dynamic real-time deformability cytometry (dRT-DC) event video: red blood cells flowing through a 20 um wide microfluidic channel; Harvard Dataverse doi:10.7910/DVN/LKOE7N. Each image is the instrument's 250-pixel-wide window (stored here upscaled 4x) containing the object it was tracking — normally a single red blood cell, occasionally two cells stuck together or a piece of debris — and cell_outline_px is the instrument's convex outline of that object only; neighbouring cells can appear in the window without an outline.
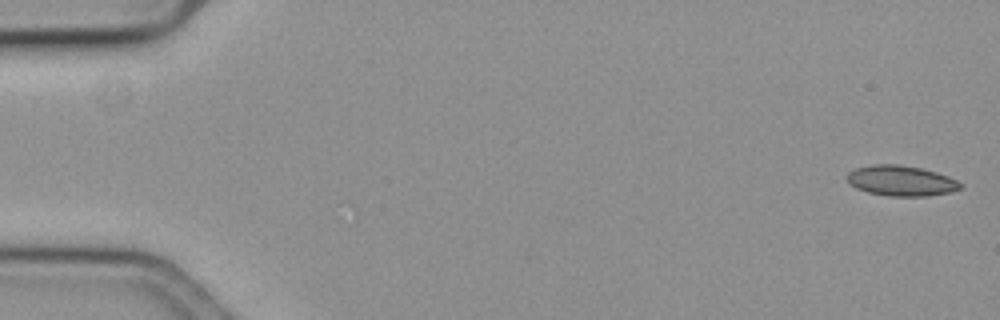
{"species": "common noctule bat (a hibernating species)", "species_latin": "Nyctalus noctula", "temperature_condition": "cold", "stored_images_in_passage": 8, "camera_frame_rate_fps": 3000, "um_per_image_px": 0.085, "animal": {"sex": "female", "body_mass_g": 19.3, "forearm_length_mm": 54.1}, "frame": {"image": 1, "passage_image": 1, "time_ms": 0.0, "image_size_px": [1000, 320], "cell_outline_px": [[964, 188], [952, 192], [928, 196], [888, 196], [868, 192], [856, 188], [848, 184], [848, 172], [856, 168], [872, 164], [900, 164], [920, 168], [936, 172], [948, 176], [964, 184]], "centroid_in_image_um": [76.63, 15.37], "position_along_channel_um": 8.4, "area_um2": 20.29}}